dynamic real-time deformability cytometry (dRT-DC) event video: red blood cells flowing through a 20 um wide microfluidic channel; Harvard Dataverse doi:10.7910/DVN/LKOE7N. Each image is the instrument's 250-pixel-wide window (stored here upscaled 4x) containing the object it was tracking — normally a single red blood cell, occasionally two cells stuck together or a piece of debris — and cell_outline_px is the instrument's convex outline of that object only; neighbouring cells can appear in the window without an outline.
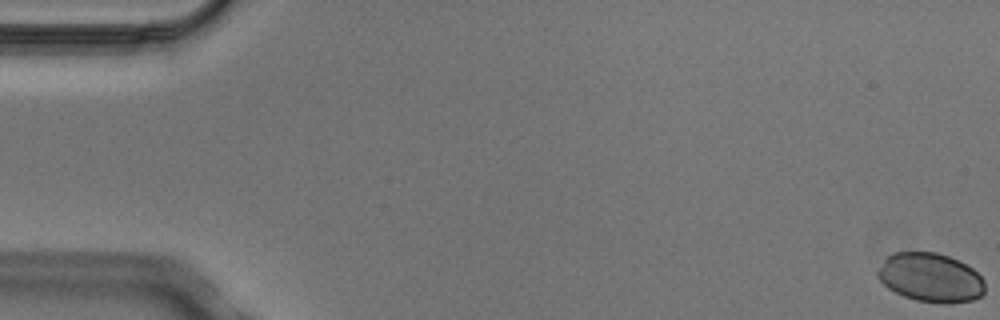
{"species": "Egyptian fruit bat (a non-hibernating species)", "species_latin": "Rousettus aegyptiacus", "temperature_condition": "cold", "stored_images_in_passage": 8, "camera_frame_rate_fps": 3000, "um_per_image_px": 0.085, "animal": {"sex": "male"}, "frame": {"image": 1, "passage_image": 1, "time_ms": 0.0, "image_size_px": [1000, 320], "cell_outline_px": [[984, 292], [980, 296], [972, 300], [948, 304], [940, 304], [916, 300], [904, 296], [888, 288], [876, 276], [876, 272], [884, 260], [892, 252], [936, 252], [948, 256], [972, 268], [984, 280]], "centroid_in_image_um": [79.08, 23.6], "position_along_channel_um": 5.9, "area_um2": 30.58}}
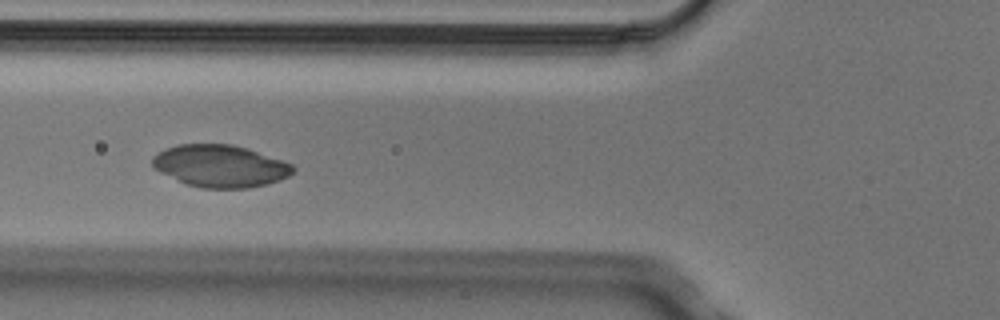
{"frame": {"image": 2, "passage_image": 6, "time_ms": 1.667, "image_size_px": [1000, 320], "cell_outline_px": [[296, 168], [288, 176], [280, 180], [268, 184], [248, 188], [200, 188], [184, 184], [152, 168], [152, 156], [156, 152], [176, 144], [232, 144], [248, 148], [292, 164]], "centroid_in_image_um": [18.68, 14.11], "position_along_channel_um": 107.1, "area_um2": 34.91}}
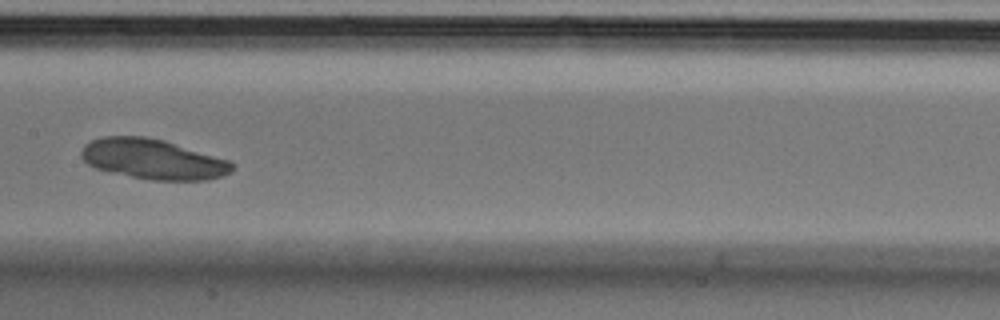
{"frame": {"image": 3, "passage_image": 8, "time_ms": 2.333, "image_size_px": [1000, 320], "cell_outline_px": [[232, 172], [208, 180], [152, 180], [108, 172], [96, 168], [88, 164], [80, 156], [80, 152], [84, 144], [92, 140], [104, 136], [144, 136], [164, 140], [228, 160], [232, 164]], "centroid_in_image_um": [12.95, 13.52], "position_along_channel_um": 194.4, "area_um2": 35.14}}